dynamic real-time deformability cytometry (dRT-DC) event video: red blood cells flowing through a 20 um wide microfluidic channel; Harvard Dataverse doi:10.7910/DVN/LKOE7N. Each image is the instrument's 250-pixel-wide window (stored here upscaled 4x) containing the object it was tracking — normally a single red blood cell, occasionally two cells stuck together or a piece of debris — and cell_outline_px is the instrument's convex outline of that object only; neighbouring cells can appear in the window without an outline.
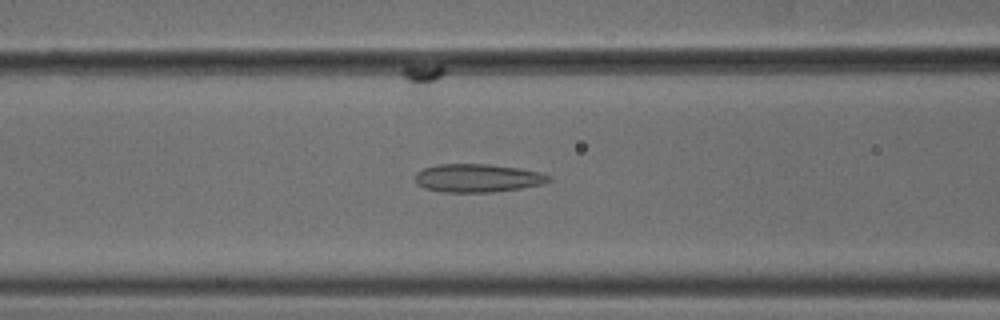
{"species": "common noctule bat (a hibernating species)", "species_latin": "Nyctalus noctula", "temperature_condition": "cold", "stored_images_in_passage": 33, "camera_frame_rate_fps": 3000, "um_per_image_px": 0.085, "animal": {"sex": "male", "body_mass_g": 18.8}, "frame": {"image": 1, "passage_image": 5, "time_ms": 1.333, "image_size_px": [1000, 320], "cell_outline_px": [[552, 180], [544, 184], [520, 188], [492, 192], [444, 192], [424, 188], [416, 180], [416, 172], [424, 168], [436, 164], [488, 164], [516, 168], [540, 172], [552, 176]], "centroid_in_image_um": [40.63, 15.13], "position_along_channel_um": 126.0, "area_um2": 21.91}}
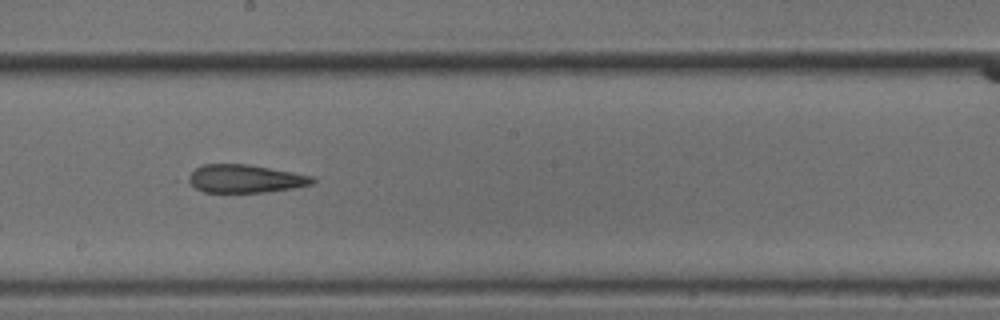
{"frame": {"image": 2, "passage_image": 13, "time_ms": 4.0, "image_size_px": [1000, 320], "cell_outline_px": [[316, 180], [312, 184], [292, 188], [268, 192], [204, 192], [196, 188], [184, 180], [184, 176], [196, 168], [204, 164], [248, 164], [292, 172], [312, 176]], "centroid_in_image_um": [20.77, 15.19], "position_along_channel_um": 227.4, "area_um2": 20.46}}
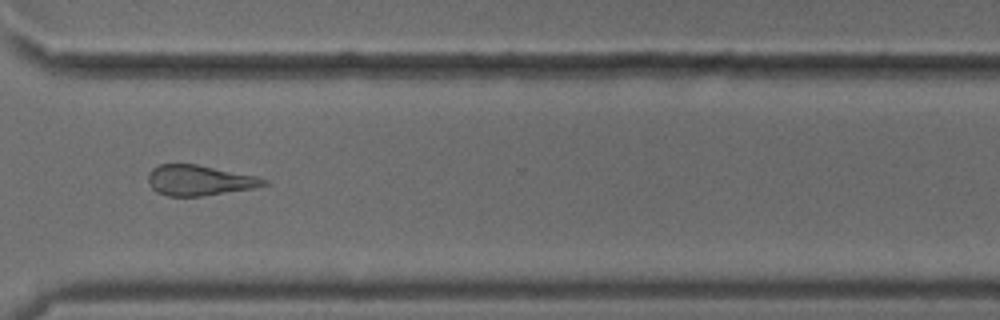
{"frame": {"image": 3, "passage_image": 23, "time_ms": 7.333, "image_size_px": [1000, 320], "cell_outline_px": [[268, 184], [252, 188], [200, 196], [168, 196], [156, 192], [152, 188], [148, 180], [148, 172], [152, 168], [160, 164], [196, 164], [256, 176], [268, 180]], "centroid_in_image_um": [16.9, 15.32], "position_along_channel_um": 353.7, "area_um2": 20.29}}